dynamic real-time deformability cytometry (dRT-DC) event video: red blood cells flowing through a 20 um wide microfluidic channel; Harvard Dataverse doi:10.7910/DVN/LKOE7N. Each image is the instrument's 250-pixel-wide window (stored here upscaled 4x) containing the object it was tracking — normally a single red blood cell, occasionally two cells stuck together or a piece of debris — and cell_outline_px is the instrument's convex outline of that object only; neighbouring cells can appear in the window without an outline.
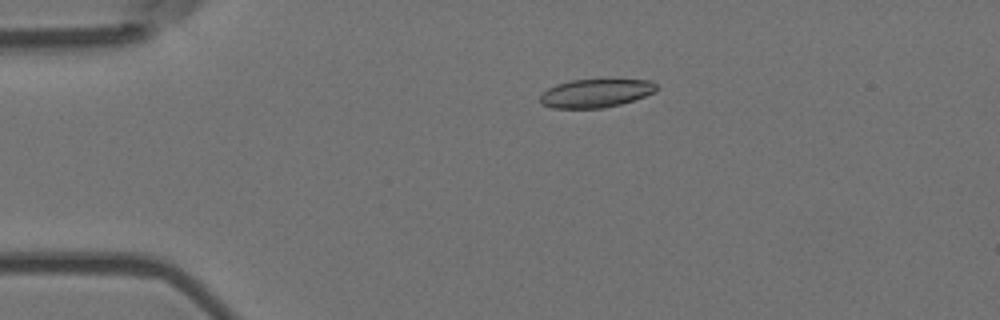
{"species": "Egyptian fruit bat (a non-hibernating species)", "species_latin": "Rousettus aegyptiacus", "temperature_condition": "room temperature", "stored_images_in_passage": 5, "camera_frame_rate_fps": 3000, "um_per_image_px": 0.085, "animal": {"sex": "female"}, "frame": {"image": 1, "passage_image": 4, "time_ms": 1.0, "image_size_px": [1000, 320], "cell_outline_px": [[656, 92], [620, 104], [604, 108], [552, 108], [540, 104], [540, 96], [548, 88], [556, 84], [572, 80], [604, 76], [648, 80], [656, 84]], "centroid_in_image_um": [50.66, 7.86], "position_along_channel_um": 34.3, "area_um2": 20.17}}